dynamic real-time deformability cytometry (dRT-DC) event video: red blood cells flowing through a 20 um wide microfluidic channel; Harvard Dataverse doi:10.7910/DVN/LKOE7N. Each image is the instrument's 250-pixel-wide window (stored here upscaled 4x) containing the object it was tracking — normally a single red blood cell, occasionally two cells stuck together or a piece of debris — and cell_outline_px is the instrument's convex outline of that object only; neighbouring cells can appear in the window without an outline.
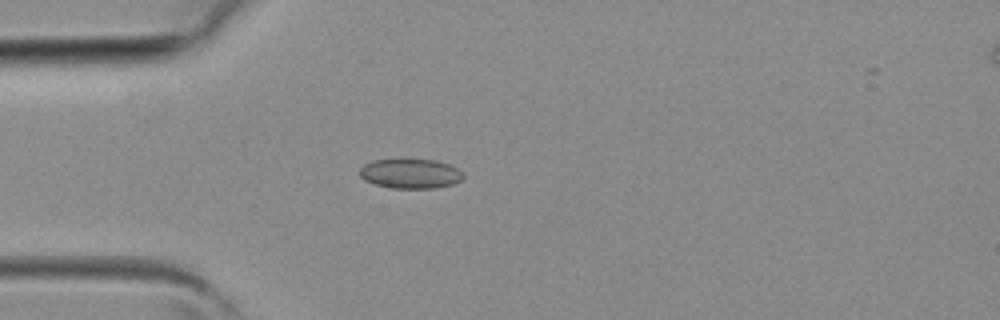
{"species": "common noctule bat (a hibernating species)", "species_latin": "Nyctalus noctula", "temperature_condition": "room temperature", "stored_images_in_passage": 3, "camera_frame_rate_fps": 3000, "um_per_image_px": 0.085, "animal": {"sex": "female", "body_mass_g": 19.3, "forearm_length_mm": 54.1}, "frame": {"image": 1, "passage_image": 2, "time_ms": 0.333, "image_size_px": [1000, 320], "cell_outline_px": [[464, 176], [460, 180], [452, 184], [436, 188], [392, 188], [376, 184], [364, 180], [360, 176], [360, 168], [364, 164], [372, 160], [432, 160], [448, 164], [456, 168]], "centroid_in_image_um": [34.85, 14.77], "position_along_channel_um": 50.1, "area_um2": 17.57}}